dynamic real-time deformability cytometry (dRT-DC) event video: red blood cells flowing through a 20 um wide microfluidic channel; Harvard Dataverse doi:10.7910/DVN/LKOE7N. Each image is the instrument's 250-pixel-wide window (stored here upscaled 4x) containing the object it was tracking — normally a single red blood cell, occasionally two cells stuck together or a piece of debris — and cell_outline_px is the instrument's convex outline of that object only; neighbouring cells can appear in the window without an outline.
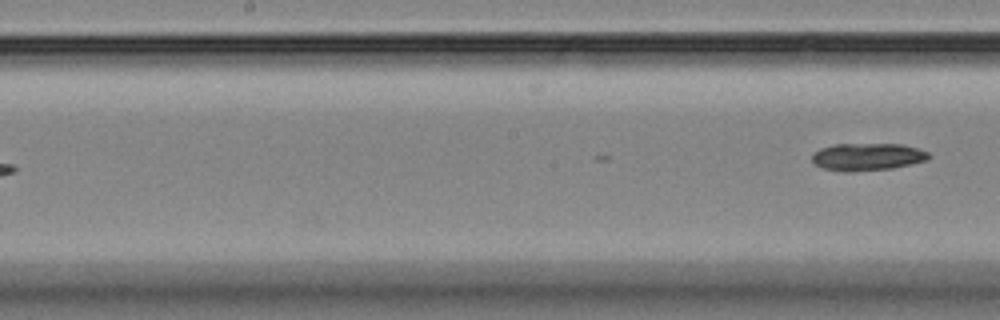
{"species": "Egyptian fruit bat (a non-hibernating species)", "species_latin": "Rousettus aegyptiacus", "temperature_condition": "room temperature", "stored_images_in_passage": 6, "segment_of_instrument_passage": [2, 2], "camera_frame_rate_fps": 3000, "um_per_image_px": 0.085, "animal": {"sex": "female"}, "frame": {"image": 1, "passage_image": 6, "time_ms": 7.333, "image_size_px": [1000, 320], "cell_outline_px": [[932, 156], [928, 160], [892, 168], [848, 172], [844, 172], [824, 168], [816, 164], [812, 160], [812, 152], [820, 148], [836, 144], [900, 144], [916, 148], [928, 152]], "centroid_in_image_um": [73.72, 13.32], "position_along_channel_um": 174.5, "area_um2": 18.61}}